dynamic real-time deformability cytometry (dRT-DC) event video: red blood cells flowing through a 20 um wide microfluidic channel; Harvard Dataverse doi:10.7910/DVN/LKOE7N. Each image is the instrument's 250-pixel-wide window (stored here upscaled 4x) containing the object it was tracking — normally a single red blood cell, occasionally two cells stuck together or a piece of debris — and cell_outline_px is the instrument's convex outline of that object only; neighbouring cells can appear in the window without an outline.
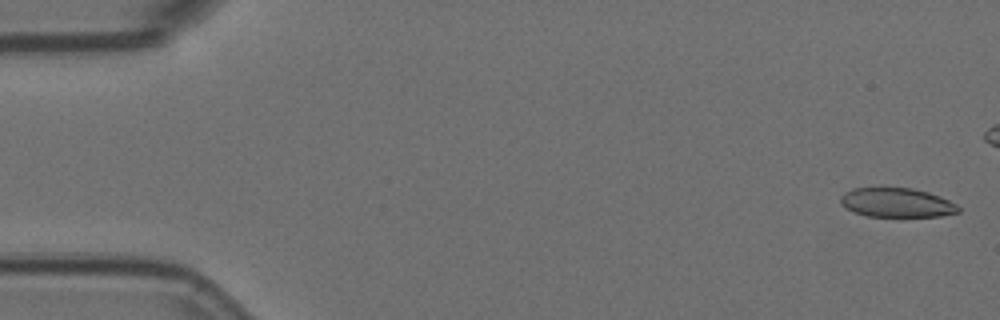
{"species": "Egyptian fruit bat (a non-hibernating species)", "species_latin": "Rousettus aegyptiacus", "temperature_condition": "room temperature", "stored_images_in_passage": 47, "camera_frame_rate_fps": 3000, "um_per_image_px": 0.085, "animal": {"sex": "female"}, "frame": {"image": 1, "passage_image": 2, "time_ms": 0.333, "image_size_px": [1000, 320], "cell_outline_px": [[960, 212], [940, 216], [868, 216], [852, 212], [844, 208], [840, 204], [840, 196], [844, 192], [852, 188], [912, 188], [928, 192], [940, 196], [956, 204], [960, 208]], "centroid_in_image_um": [76.18, 17.22], "position_along_channel_um": 8.8, "area_um2": 20.17}}
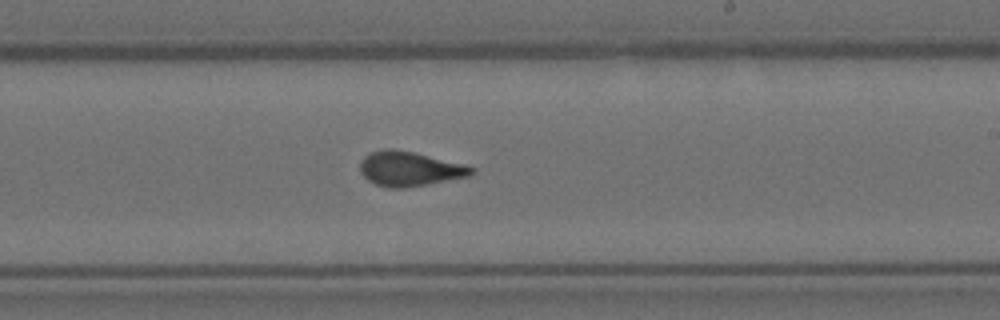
{"frame": {"image": 2, "passage_image": 34, "time_ms": 11.0, "image_size_px": [1000, 320], "cell_outline_px": [[476, 172], [468, 176], [428, 184], [404, 188], [388, 188], [376, 184], [368, 180], [360, 172], [360, 160], [364, 156], [372, 152], [388, 148], [392, 148], [416, 152], [468, 164], [476, 168]], "centroid_in_image_um": [34.86, 14.33], "position_along_channel_um": 254.1, "area_um2": 22.83}}
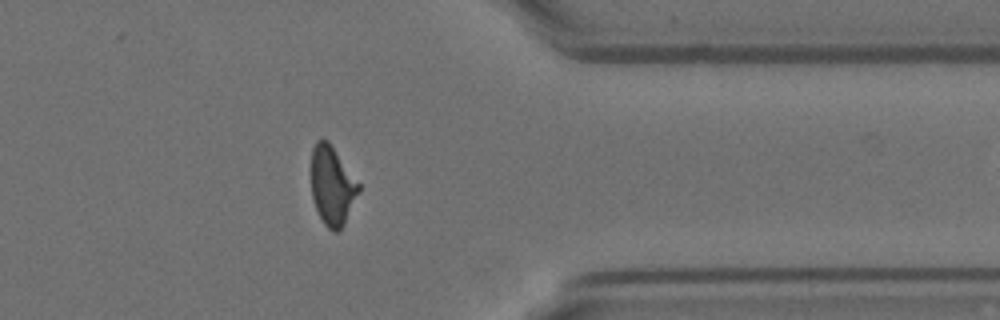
{"frame": {"image": 3, "passage_image": 46, "time_ms": 15.0, "image_size_px": [1000, 320], "cell_outline_px": [[360, 192], [344, 224], [336, 232], [332, 232], [324, 224], [316, 208], [312, 196], [312, 148], [316, 140], [328, 140], [360, 184]], "centroid_in_image_um": [28.25, 15.79], "position_along_channel_um": 383.1, "area_um2": 21.68}}